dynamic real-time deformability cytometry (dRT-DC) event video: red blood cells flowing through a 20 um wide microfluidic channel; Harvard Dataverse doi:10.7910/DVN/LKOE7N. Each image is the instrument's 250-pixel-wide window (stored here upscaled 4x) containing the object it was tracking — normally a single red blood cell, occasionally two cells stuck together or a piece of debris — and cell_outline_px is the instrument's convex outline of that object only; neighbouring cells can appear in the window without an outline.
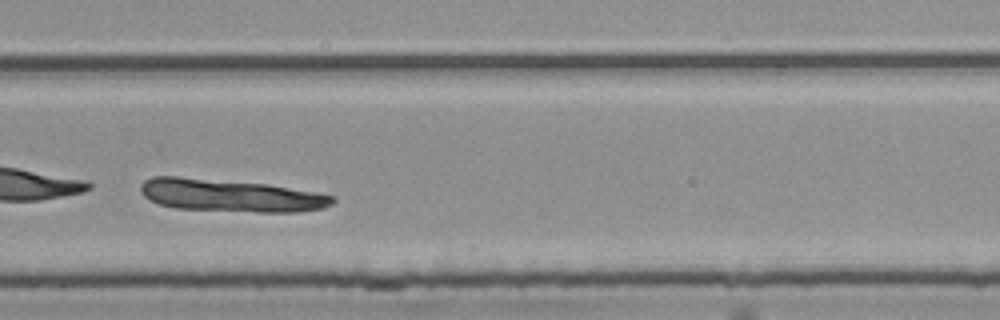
{"species": "common noctule bat (a hibernating species)", "species_latin": "Nyctalus noctula", "temperature_condition": "room temperature", "stored_images_in_passage": 42, "camera_frame_rate_fps": 3000, "um_per_image_px": 0.085, "animal": {"sex": "female", "body_mass_g": 25.1}, "frame": {"image": 1, "passage_image": 30, "time_ms": 9.667, "image_size_px": [1000, 320], "cell_outline_px": [[336, 200], [332, 204], [324, 208], [300, 212], [256, 212], [176, 208], [160, 204], [144, 196], [140, 192], [140, 184], [144, 180], [152, 176], [176, 176], [268, 184], [316, 192], [332, 196]], "centroid_in_image_um": [19.59, 16.61], "position_along_channel_um": 310.2, "area_um2": 36.41}}